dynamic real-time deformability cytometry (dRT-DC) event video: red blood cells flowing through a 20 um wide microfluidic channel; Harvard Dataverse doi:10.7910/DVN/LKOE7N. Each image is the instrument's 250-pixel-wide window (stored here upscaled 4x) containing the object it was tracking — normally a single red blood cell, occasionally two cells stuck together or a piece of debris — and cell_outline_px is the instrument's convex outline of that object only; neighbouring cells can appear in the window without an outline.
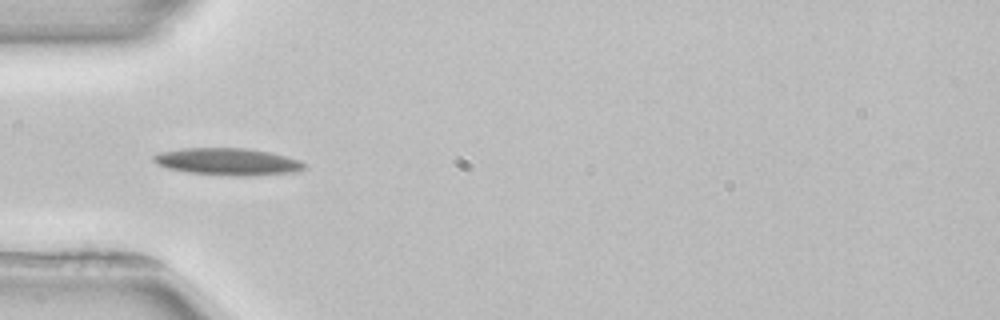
{"species": "common noctule bat (a hibernating species)", "species_latin": "Nyctalus noctula", "temperature_condition": "room temperature", "stored_images_in_passage": 5, "camera_frame_rate_fps": 3000, "um_per_image_px": 0.085, "animal": {"sex": "female", "body_mass_g": 22.7, "forearm_length_mm": 54.2}, "frame": {"image": 1, "passage_image": 4, "time_ms": 5.0, "image_size_px": [1000, 320], "cell_outline_px": [[304, 168], [296, 172], [244, 176], [232, 176], [188, 172], [168, 168], [156, 164], [152, 160], [152, 156], [160, 152], [184, 148], [248, 148], [268, 152], [300, 160], [304, 164]], "centroid_in_image_um": [19.32, 13.74], "position_along_channel_um": 65.7, "area_um2": 23.64}}